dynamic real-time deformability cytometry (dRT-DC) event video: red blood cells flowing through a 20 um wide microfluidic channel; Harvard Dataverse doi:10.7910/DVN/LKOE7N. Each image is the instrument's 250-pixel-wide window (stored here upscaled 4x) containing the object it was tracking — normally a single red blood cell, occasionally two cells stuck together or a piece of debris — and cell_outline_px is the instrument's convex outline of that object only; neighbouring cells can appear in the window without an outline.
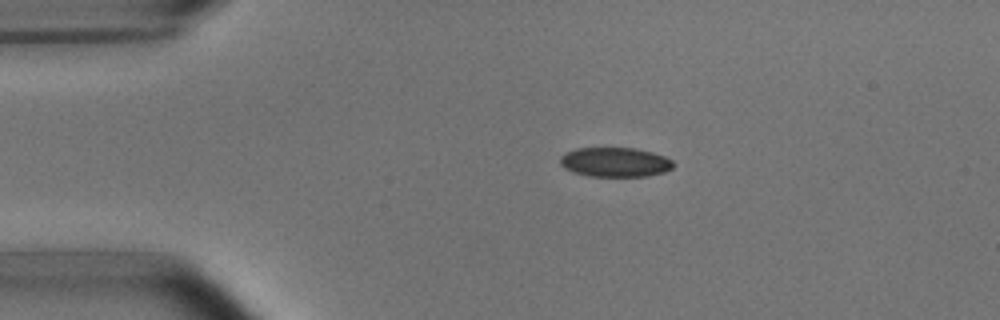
{"species": "common noctule bat (a hibernating species)", "species_latin": "Nyctalus noctula", "temperature_condition": "room temperature", "stored_images_in_passage": 3, "camera_frame_rate_fps": 3000, "um_per_image_px": 0.085, "animal": {"sex": "male", "body_mass_g": 15.6}, "frame": {"image": 1, "passage_image": 1, "time_ms": 0.0, "image_size_px": [1000, 320], "cell_outline_px": [[672, 168], [664, 172], [648, 176], [588, 176], [572, 172], [564, 168], [560, 164], [560, 156], [576, 148], [636, 148], [652, 152], [664, 156], [672, 160]], "centroid_in_image_um": [52.26, 13.78], "position_along_channel_um": 32.7, "area_um2": 19.42}}
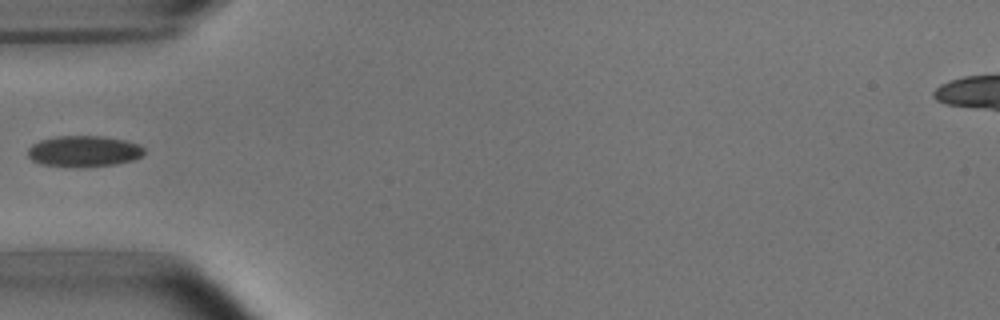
{"frame": {"image": 2, "passage_image": 3, "time_ms": 2.333, "image_size_px": [1000, 320], "cell_outline_px": [[144, 152], [140, 156], [132, 160], [116, 164], [80, 168], [40, 164], [32, 160], [28, 156], [28, 148], [32, 144], [40, 140], [56, 136], [104, 136], [124, 140], [140, 144], [144, 148]], "centroid_in_image_um": [7.11, 12.86], "position_along_channel_um": 77.9, "area_um2": 21.27}}